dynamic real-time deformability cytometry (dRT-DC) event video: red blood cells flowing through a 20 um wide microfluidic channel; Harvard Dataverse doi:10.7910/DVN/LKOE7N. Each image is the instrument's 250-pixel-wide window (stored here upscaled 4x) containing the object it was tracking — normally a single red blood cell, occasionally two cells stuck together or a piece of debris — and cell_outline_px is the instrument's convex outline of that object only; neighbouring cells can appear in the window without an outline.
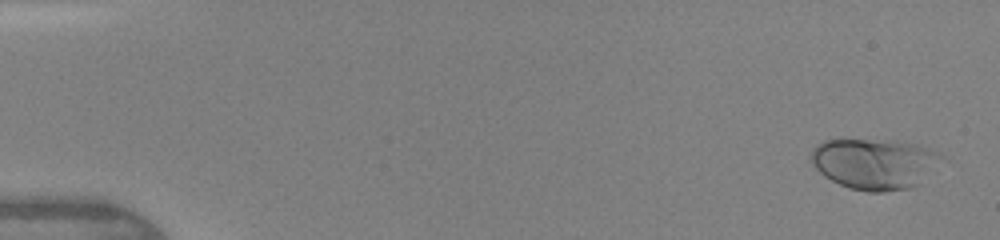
{"species": "human", "species_latin": "Homo sapiens", "temperature_condition": "warm", "stored_images_in_passage": 9, "camera_frame_rate_fps": 3000, "um_per_image_px": 0.085, "donor": {"sex": "female"}, "frame": {"image": 1, "passage_image": 1, "time_ms": 0.0, "image_size_px": [1000, 240], "cell_outline_px": [[948, 160], [920, 184], [908, 188], [884, 192], [868, 192], [852, 188], [840, 184], [824, 176], [816, 168], [812, 160], [812, 148], [816, 144], [824, 140], [840, 136], [896, 140], [916, 144], [940, 152]], "centroid_in_image_um": [74.4, 13.85], "position_along_channel_um": 10.6, "area_um2": 40.23}}
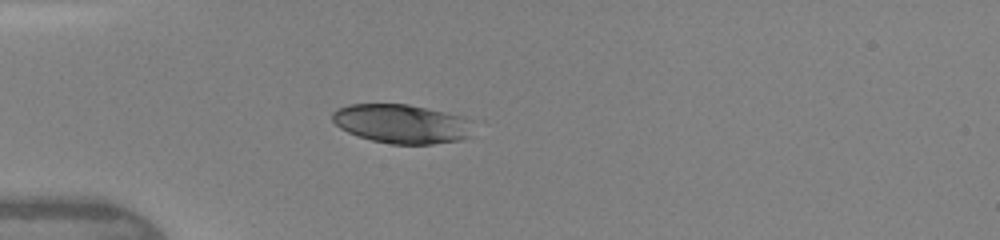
{"frame": {"image": 2, "passage_image": 6, "time_ms": 4.0, "image_size_px": [1000, 240], "cell_outline_px": [[472, 120], [468, 136], [460, 140], [432, 144], [392, 144], [372, 140], [348, 132], [340, 128], [332, 120], [332, 112], [336, 108], [348, 104], [408, 104], [464, 116]], "centroid_in_image_um": [34.12, 10.51], "position_along_channel_um": 50.9, "area_um2": 32.02}}
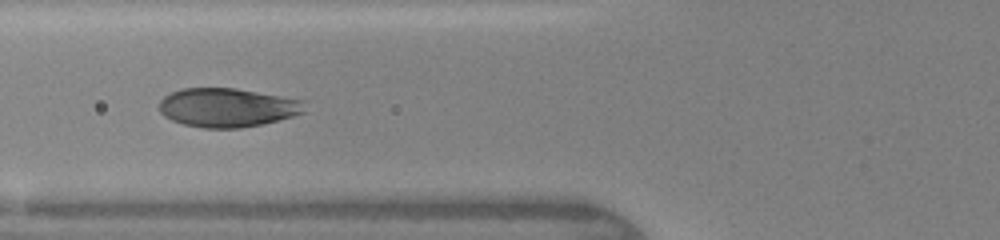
{"frame": {"image": 3, "passage_image": 8, "time_ms": 5.667, "image_size_px": [1000, 240], "cell_outline_px": [[304, 112], [292, 116], [264, 124], [240, 128], [204, 128], [184, 124], [172, 120], [164, 116], [160, 112], [160, 100], [164, 96], [172, 92], [184, 88], [232, 88], [304, 100]], "centroid_in_image_um": [19.31, 9.15], "position_along_channel_um": 106.5, "area_um2": 32.71}}